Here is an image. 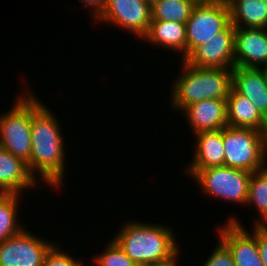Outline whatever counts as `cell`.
<instances>
[{
  "instance_id": "277c9868",
  "label": "cell",
  "mask_w": 267,
  "mask_h": 266,
  "mask_svg": "<svg viewBox=\"0 0 267 266\" xmlns=\"http://www.w3.org/2000/svg\"><path fill=\"white\" fill-rule=\"evenodd\" d=\"M186 173L198 184L201 193L245 206L251 172L228 166H216L207 169H187Z\"/></svg>"
},
{
  "instance_id": "603a6c76",
  "label": "cell",
  "mask_w": 267,
  "mask_h": 266,
  "mask_svg": "<svg viewBox=\"0 0 267 266\" xmlns=\"http://www.w3.org/2000/svg\"><path fill=\"white\" fill-rule=\"evenodd\" d=\"M104 248L99 255L96 253L92 258L96 266H137L113 239Z\"/></svg>"
},
{
  "instance_id": "44dd1931",
  "label": "cell",
  "mask_w": 267,
  "mask_h": 266,
  "mask_svg": "<svg viewBox=\"0 0 267 266\" xmlns=\"http://www.w3.org/2000/svg\"><path fill=\"white\" fill-rule=\"evenodd\" d=\"M19 194H0V242L21 232L24 227L19 221ZM18 213V214H17Z\"/></svg>"
},
{
  "instance_id": "30bf717a",
  "label": "cell",
  "mask_w": 267,
  "mask_h": 266,
  "mask_svg": "<svg viewBox=\"0 0 267 266\" xmlns=\"http://www.w3.org/2000/svg\"><path fill=\"white\" fill-rule=\"evenodd\" d=\"M237 217H229L226 223L217 227L219 240L231 252L235 266H264L256 237Z\"/></svg>"
},
{
  "instance_id": "7402d4cb",
  "label": "cell",
  "mask_w": 267,
  "mask_h": 266,
  "mask_svg": "<svg viewBox=\"0 0 267 266\" xmlns=\"http://www.w3.org/2000/svg\"><path fill=\"white\" fill-rule=\"evenodd\" d=\"M245 206H255L257 219L253 225H267V167L253 172L249 181V190Z\"/></svg>"
},
{
  "instance_id": "d4e9b609",
  "label": "cell",
  "mask_w": 267,
  "mask_h": 266,
  "mask_svg": "<svg viewBox=\"0 0 267 266\" xmlns=\"http://www.w3.org/2000/svg\"><path fill=\"white\" fill-rule=\"evenodd\" d=\"M202 266H235L229 249L219 240Z\"/></svg>"
},
{
  "instance_id": "e0dca14e",
  "label": "cell",
  "mask_w": 267,
  "mask_h": 266,
  "mask_svg": "<svg viewBox=\"0 0 267 266\" xmlns=\"http://www.w3.org/2000/svg\"><path fill=\"white\" fill-rule=\"evenodd\" d=\"M150 45L159 46L172 52L181 53V60L186 58V25L178 22L151 21L147 34L142 38Z\"/></svg>"
},
{
  "instance_id": "4fadbf2b",
  "label": "cell",
  "mask_w": 267,
  "mask_h": 266,
  "mask_svg": "<svg viewBox=\"0 0 267 266\" xmlns=\"http://www.w3.org/2000/svg\"><path fill=\"white\" fill-rule=\"evenodd\" d=\"M180 113L185 115L193 135L204 131L220 130L228 126L226 100L198 101L186 106Z\"/></svg>"
},
{
  "instance_id": "ac0fdd59",
  "label": "cell",
  "mask_w": 267,
  "mask_h": 266,
  "mask_svg": "<svg viewBox=\"0 0 267 266\" xmlns=\"http://www.w3.org/2000/svg\"><path fill=\"white\" fill-rule=\"evenodd\" d=\"M227 125L261 130L264 116L245 96L231 88L226 99Z\"/></svg>"
},
{
  "instance_id": "2e32d148",
  "label": "cell",
  "mask_w": 267,
  "mask_h": 266,
  "mask_svg": "<svg viewBox=\"0 0 267 266\" xmlns=\"http://www.w3.org/2000/svg\"><path fill=\"white\" fill-rule=\"evenodd\" d=\"M192 162L186 169H207L224 166L223 129L195 134Z\"/></svg>"
},
{
  "instance_id": "1f68e13d",
  "label": "cell",
  "mask_w": 267,
  "mask_h": 266,
  "mask_svg": "<svg viewBox=\"0 0 267 266\" xmlns=\"http://www.w3.org/2000/svg\"><path fill=\"white\" fill-rule=\"evenodd\" d=\"M146 2H148L150 5H152L156 0H144Z\"/></svg>"
},
{
  "instance_id": "52a82bcc",
  "label": "cell",
  "mask_w": 267,
  "mask_h": 266,
  "mask_svg": "<svg viewBox=\"0 0 267 266\" xmlns=\"http://www.w3.org/2000/svg\"><path fill=\"white\" fill-rule=\"evenodd\" d=\"M231 23L226 0L197 3L186 25V57L198 46L206 44Z\"/></svg>"
},
{
  "instance_id": "d6986e66",
  "label": "cell",
  "mask_w": 267,
  "mask_h": 266,
  "mask_svg": "<svg viewBox=\"0 0 267 266\" xmlns=\"http://www.w3.org/2000/svg\"><path fill=\"white\" fill-rule=\"evenodd\" d=\"M235 27L267 29V0H226Z\"/></svg>"
},
{
  "instance_id": "9c48e42d",
  "label": "cell",
  "mask_w": 267,
  "mask_h": 266,
  "mask_svg": "<svg viewBox=\"0 0 267 266\" xmlns=\"http://www.w3.org/2000/svg\"><path fill=\"white\" fill-rule=\"evenodd\" d=\"M24 228L0 242V266H42L45 255L54 244Z\"/></svg>"
},
{
  "instance_id": "cb8c5ba5",
  "label": "cell",
  "mask_w": 267,
  "mask_h": 266,
  "mask_svg": "<svg viewBox=\"0 0 267 266\" xmlns=\"http://www.w3.org/2000/svg\"><path fill=\"white\" fill-rule=\"evenodd\" d=\"M54 244L50 247L47 254L44 257L42 266H86V263L79 260V258L72 257L70 253L62 251V247Z\"/></svg>"
},
{
  "instance_id": "4316f807",
  "label": "cell",
  "mask_w": 267,
  "mask_h": 266,
  "mask_svg": "<svg viewBox=\"0 0 267 266\" xmlns=\"http://www.w3.org/2000/svg\"><path fill=\"white\" fill-rule=\"evenodd\" d=\"M108 0H80V3L85 5L84 7H87V9L90 7L91 9V17H94L92 19H96L105 9L107 5Z\"/></svg>"
},
{
  "instance_id": "5b68a950",
  "label": "cell",
  "mask_w": 267,
  "mask_h": 266,
  "mask_svg": "<svg viewBox=\"0 0 267 266\" xmlns=\"http://www.w3.org/2000/svg\"><path fill=\"white\" fill-rule=\"evenodd\" d=\"M31 91L28 86L7 113H0V145L26 163L30 161L32 148Z\"/></svg>"
},
{
  "instance_id": "8992f818",
  "label": "cell",
  "mask_w": 267,
  "mask_h": 266,
  "mask_svg": "<svg viewBox=\"0 0 267 266\" xmlns=\"http://www.w3.org/2000/svg\"><path fill=\"white\" fill-rule=\"evenodd\" d=\"M224 166L251 173L267 167L261 133L257 129L227 126L223 128Z\"/></svg>"
},
{
  "instance_id": "9a60e30c",
  "label": "cell",
  "mask_w": 267,
  "mask_h": 266,
  "mask_svg": "<svg viewBox=\"0 0 267 266\" xmlns=\"http://www.w3.org/2000/svg\"><path fill=\"white\" fill-rule=\"evenodd\" d=\"M232 88L250 100L263 116L267 115V78L262 68L234 66Z\"/></svg>"
},
{
  "instance_id": "f546056e",
  "label": "cell",
  "mask_w": 267,
  "mask_h": 266,
  "mask_svg": "<svg viewBox=\"0 0 267 266\" xmlns=\"http://www.w3.org/2000/svg\"><path fill=\"white\" fill-rule=\"evenodd\" d=\"M196 4L197 3H206V2H210L212 0H193Z\"/></svg>"
},
{
  "instance_id": "3957f363",
  "label": "cell",
  "mask_w": 267,
  "mask_h": 266,
  "mask_svg": "<svg viewBox=\"0 0 267 266\" xmlns=\"http://www.w3.org/2000/svg\"><path fill=\"white\" fill-rule=\"evenodd\" d=\"M181 63L180 74L170 88L169 105L173 111L181 112L206 99H227L232 88V68H199L184 60Z\"/></svg>"
},
{
  "instance_id": "7c38bea8",
  "label": "cell",
  "mask_w": 267,
  "mask_h": 266,
  "mask_svg": "<svg viewBox=\"0 0 267 266\" xmlns=\"http://www.w3.org/2000/svg\"><path fill=\"white\" fill-rule=\"evenodd\" d=\"M267 65V29L235 27L234 66L263 68Z\"/></svg>"
},
{
  "instance_id": "6da1fadb",
  "label": "cell",
  "mask_w": 267,
  "mask_h": 266,
  "mask_svg": "<svg viewBox=\"0 0 267 266\" xmlns=\"http://www.w3.org/2000/svg\"><path fill=\"white\" fill-rule=\"evenodd\" d=\"M42 102L31 92L32 148L27 165L35 179H42L44 184L59 192L62 185L64 188L66 175V142L61 131V122H58L60 120Z\"/></svg>"
},
{
  "instance_id": "484cf974",
  "label": "cell",
  "mask_w": 267,
  "mask_h": 266,
  "mask_svg": "<svg viewBox=\"0 0 267 266\" xmlns=\"http://www.w3.org/2000/svg\"><path fill=\"white\" fill-rule=\"evenodd\" d=\"M252 234L256 237L260 258L264 266H267V225H252Z\"/></svg>"
},
{
  "instance_id": "ffe728a7",
  "label": "cell",
  "mask_w": 267,
  "mask_h": 266,
  "mask_svg": "<svg viewBox=\"0 0 267 266\" xmlns=\"http://www.w3.org/2000/svg\"><path fill=\"white\" fill-rule=\"evenodd\" d=\"M195 5L193 0H156L151 5V21L185 24Z\"/></svg>"
},
{
  "instance_id": "4dcf8cb0",
  "label": "cell",
  "mask_w": 267,
  "mask_h": 266,
  "mask_svg": "<svg viewBox=\"0 0 267 266\" xmlns=\"http://www.w3.org/2000/svg\"><path fill=\"white\" fill-rule=\"evenodd\" d=\"M262 70L264 71L266 78H267V65L265 67H263Z\"/></svg>"
},
{
  "instance_id": "ba28073f",
  "label": "cell",
  "mask_w": 267,
  "mask_h": 266,
  "mask_svg": "<svg viewBox=\"0 0 267 266\" xmlns=\"http://www.w3.org/2000/svg\"><path fill=\"white\" fill-rule=\"evenodd\" d=\"M111 23L142 39L151 22V5L144 0H108L103 12L94 20Z\"/></svg>"
},
{
  "instance_id": "83f0119b",
  "label": "cell",
  "mask_w": 267,
  "mask_h": 266,
  "mask_svg": "<svg viewBox=\"0 0 267 266\" xmlns=\"http://www.w3.org/2000/svg\"><path fill=\"white\" fill-rule=\"evenodd\" d=\"M260 133H261V143H262L264 157L267 160V115L264 116Z\"/></svg>"
},
{
  "instance_id": "f1b7e54d",
  "label": "cell",
  "mask_w": 267,
  "mask_h": 266,
  "mask_svg": "<svg viewBox=\"0 0 267 266\" xmlns=\"http://www.w3.org/2000/svg\"><path fill=\"white\" fill-rule=\"evenodd\" d=\"M179 254H180V251L173 258H171V259H169L167 261L159 262V263H155V264H149V265H146V266H180V264L177 265L178 264V260L180 259V258H178V257H180Z\"/></svg>"
},
{
  "instance_id": "5bb4252c",
  "label": "cell",
  "mask_w": 267,
  "mask_h": 266,
  "mask_svg": "<svg viewBox=\"0 0 267 266\" xmlns=\"http://www.w3.org/2000/svg\"><path fill=\"white\" fill-rule=\"evenodd\" d=\"M38 184L27 163L0 145V194L21 195Z\"/></svg>"
},
{
  "instance_id": "8fae6325",
  "label": "cell",
  "mask_w": 267,
  "mask_h": 266,
  "mask_svg": "<svg viewBox=\"0 0 267 266\" xmlns=\"http://www.w3.org/2000/svg\"><path fill=\"white\" fill-rule=\"evenodd\" d=\"M235 26L230 23L206 44L196 47L184 61L199 68L234 67Z\"/></svg>"
},
{
  "instance_id": "7a4b0ae2",
  "label": "cell",
  "mask_w": 267,
  "mask_h": 266,
  "mask_svg": "<svg viewBox=\"0 0 267 266\" xmlns=\"http://www.w3.org/2000/svg\"><path fill=\"white\" fill-rule=\"evenodd\" d=\"M175 236L167 225L131 220L113 240L137 266H146L167 261L181 251Z\"/></svg>"
}]
</instances>
